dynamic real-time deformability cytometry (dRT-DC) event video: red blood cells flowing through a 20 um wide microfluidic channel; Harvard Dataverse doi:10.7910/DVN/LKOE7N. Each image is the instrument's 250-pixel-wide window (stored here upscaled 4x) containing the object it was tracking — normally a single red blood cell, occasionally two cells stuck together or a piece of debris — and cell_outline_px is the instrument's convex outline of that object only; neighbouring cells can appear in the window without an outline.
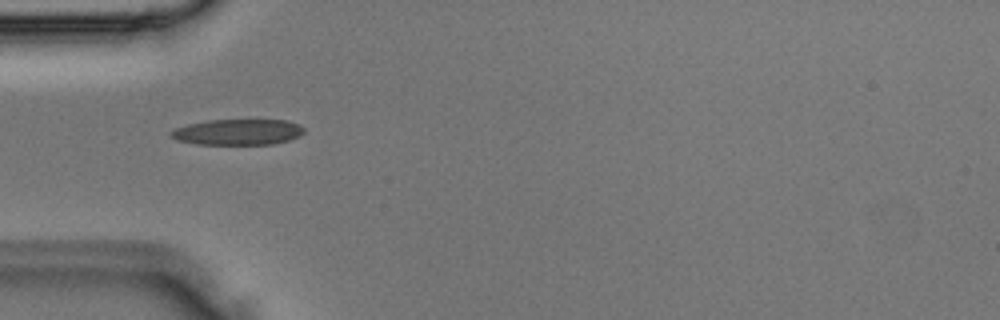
{"species": "Egyptian fruit bat (a non-hibernating species)", "species_latin": "Rousettus aegyptiacus", "temperature_condition": "room temperature", "stored_images_in_passage": 1, "camera_frame_rate_fps": 3000, "um_per_image_px": 0.085, "animal": {"sex": "male"}, "frame": {"image": 1, "passage_image": 1, "time_ms": 0.0, "image_size_px": [1000, 320], "cell_outline_px": [[304, 132], [300, 136], [288, 140], [272, 144], [196, 144], [176, 140], [168, 136], [168, 132], [176, 128], [188, 124], [208, 120], [288, 120], [300, 124], [304, 128]], "centroid_in_image_um": [20.2, 11.22], "position_along_channel_um": 64.8, "area_um2": 20.17}}